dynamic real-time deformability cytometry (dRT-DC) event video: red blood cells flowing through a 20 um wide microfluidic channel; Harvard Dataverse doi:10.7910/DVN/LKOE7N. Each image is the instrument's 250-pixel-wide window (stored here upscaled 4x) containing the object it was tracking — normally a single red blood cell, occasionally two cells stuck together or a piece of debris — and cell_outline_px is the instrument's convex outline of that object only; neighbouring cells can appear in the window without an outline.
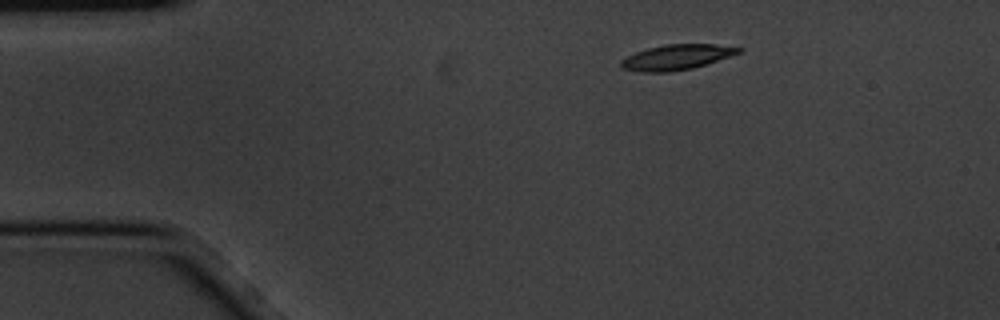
{"species": "common noctule bat (a hibernating species)", "species_latin": "Nyctalus noctula", "temperature_condition": "cold", "stored_images_in_passage": 3, "camera_frame_rate_fps": 3000, "um_per_image_px": 0.085, "animal": {"sex": "male", "body_mass_g": 20.1, "forearm_length_mm": 53.5}, "frame": {"image": 1, "passage_image": 1, "time_ms": 0.0, "image_size_px": [1000, 320], "cell_outline_px": [[744, 52], [692, 68], [668, 72], [640, 72], [624, 68], [620, 64], [620, 60], [636, 52], [648, 48], [664, 44], [716, 44], [744, 48]], "centroid_in_image_um": [57.56, 4.85], "position_along_channel_um": 27.4, "area_um2": 17.28}}